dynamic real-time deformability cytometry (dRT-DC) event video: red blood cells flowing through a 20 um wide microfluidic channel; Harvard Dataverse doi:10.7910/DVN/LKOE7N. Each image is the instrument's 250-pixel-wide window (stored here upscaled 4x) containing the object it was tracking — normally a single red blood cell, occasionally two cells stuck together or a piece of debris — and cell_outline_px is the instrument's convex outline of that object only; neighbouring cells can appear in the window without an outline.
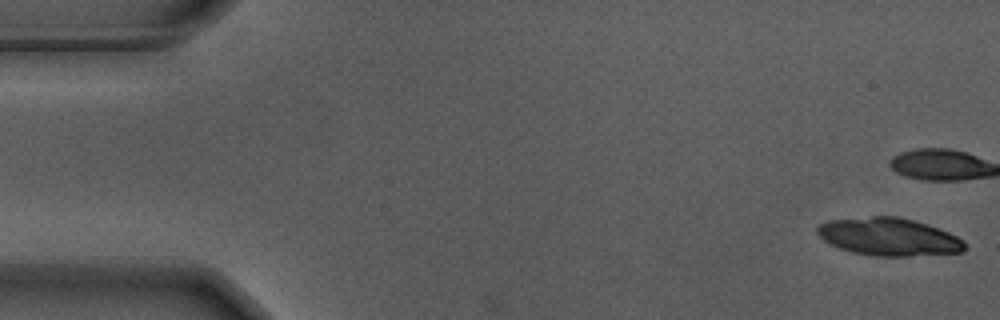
{"species": "Egyptian fruit bat (a non-hibernating species)", "species_latin": "Rousettus aegyptiacus", "temperature_condition": "warm", "stored_images_in_passage": 5, "camera_frame_rate_fps": 3000, "um_per_image_px": 0.085, "animal": {"sex": "male"}, "frame": {"image": 1, "passage_image": 1, "time_ms": 0.0, "image_size_px": [1000, 320], "cell_outline_px": [[968, 248], [960, 252], [908, 256], [872, 256], [852, 252], [840, 248], [824, 240], [816, 232], [816, 228], [820, 224], [828, 220], [872, 216], [896, 216], [912, 220], [948, 232], [964, 240]], "centroid_in_image_um": [75.54, 20.13], "position_along_channel_um": 9.5, "area_um2": 32.25}}